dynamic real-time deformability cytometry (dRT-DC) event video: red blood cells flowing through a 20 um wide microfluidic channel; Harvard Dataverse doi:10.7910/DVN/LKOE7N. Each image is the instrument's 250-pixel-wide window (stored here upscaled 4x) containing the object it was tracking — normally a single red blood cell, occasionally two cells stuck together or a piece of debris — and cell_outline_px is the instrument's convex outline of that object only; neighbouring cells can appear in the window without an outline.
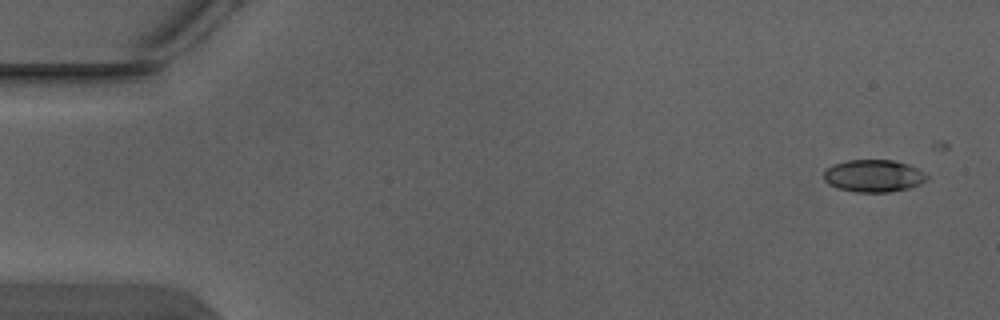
{"species": "Egyptian fruit bat (a non-hibernating species)", "species_latin": "Rousettus aegyptiacus", "temperature_condition": "warm", "stored_images_in_passage": 5, "camera_frame_rate_fps": 3000, "um_per_image_px": 0.085, "animal": {"sex": "male"}, "frame": {"image": 1, "passage_image": 1, "time_ms": 0.0, "image_size_px": [1000, 320], "cell_outline_px": [[928, 180], [920, 184], [908, 188], [888, 192], [856, 192], [836, 188], [828, 184], [824, 180], [824, 172], [832, 164], [848, 160], [892, 160], [908, 164], [924, 172], [928, 176]], "centroid_in_image_um": [74.25, 14.95], "position_along_channel_um": 10.8, "area_um2": 19.48}}